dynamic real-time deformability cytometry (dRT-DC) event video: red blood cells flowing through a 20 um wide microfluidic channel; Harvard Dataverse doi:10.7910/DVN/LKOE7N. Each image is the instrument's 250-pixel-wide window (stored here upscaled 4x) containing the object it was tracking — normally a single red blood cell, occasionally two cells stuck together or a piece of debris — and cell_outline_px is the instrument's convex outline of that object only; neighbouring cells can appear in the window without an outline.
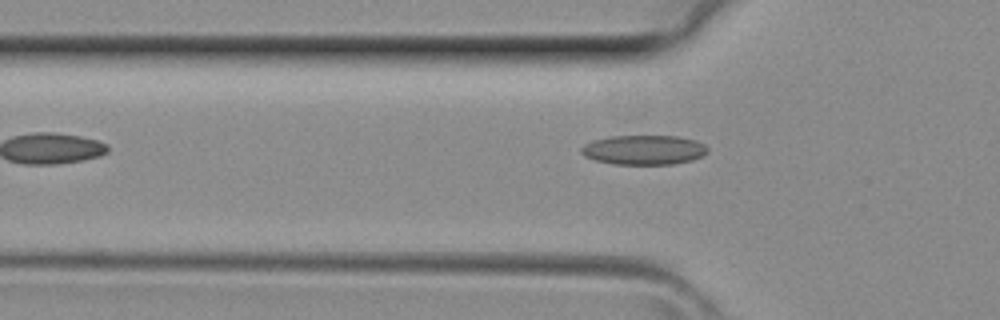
{"species": "common noctule bat (a hibernating species)", "species_latin": "Nyctalus noctula", "temperature_condition": "room temperature", "stored_images_in_passage": 4, "camera_frame_rate_fps": 3000, "um_per_image_px": 0.085, "animal": {"sex": "female", "body_mass_g": 29.2, "forearm_length_mm": 56.3}, "frame": {"image": 1, "passage_image": 4, "time_ms": 1.0, "image_size_px": [1000, 320], "cell_outline_px": [[708, 152], [704, 156], [692, 160], [672, 164], [616, 164], [596, 160], [584, 156], [580, 152], [580, 148], [584, 144], [592, 140], [608, 136], [676, 136], [696, 140], [704, 144], [708, 148]], "centroid_in_image_um": [54.73, 12.73], "position_along_channel_um": 71.1, "area_um2": 21.91}}